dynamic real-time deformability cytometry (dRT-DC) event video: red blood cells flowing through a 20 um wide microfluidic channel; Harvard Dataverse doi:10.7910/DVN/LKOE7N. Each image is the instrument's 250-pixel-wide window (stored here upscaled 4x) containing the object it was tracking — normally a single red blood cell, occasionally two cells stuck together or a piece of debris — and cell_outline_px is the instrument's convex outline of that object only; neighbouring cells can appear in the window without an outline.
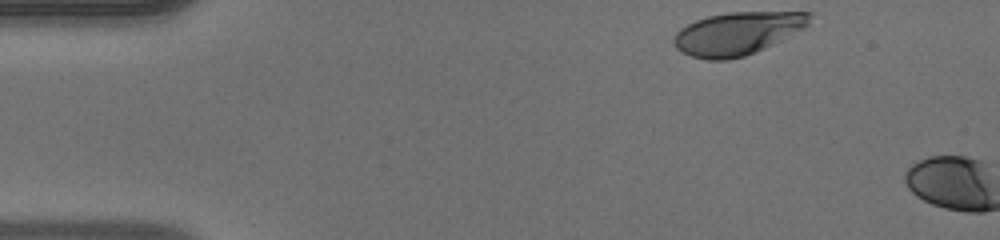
{"species": "human", "species_latin": "Homo sapiens", "temperature_condition": "warm", "stored_images_in_passage": 3, "camera_frame_rate_fps": 3000, "um_per_image_px": 0.085, "donor": {"sex": "male"}, "frame": {"image": 1, "passage_image": 1, "time_ms": 0.0, "image_size_px": [1000, 240], "cell_outline_px": [[816, 12], [808, 24], [804, 28], [764, 48], [744, 56], [728, 60], [708, 60], [692, 56], [676, 48], [672, 44], [672, 40], [676, 32], [680, 28], [696, 20], [708, 16], [728, 12]], "centroid_in_image_um": [62.68, 2.83], "position_along_channel_um": 22.3, "area_um2": 33.81}}